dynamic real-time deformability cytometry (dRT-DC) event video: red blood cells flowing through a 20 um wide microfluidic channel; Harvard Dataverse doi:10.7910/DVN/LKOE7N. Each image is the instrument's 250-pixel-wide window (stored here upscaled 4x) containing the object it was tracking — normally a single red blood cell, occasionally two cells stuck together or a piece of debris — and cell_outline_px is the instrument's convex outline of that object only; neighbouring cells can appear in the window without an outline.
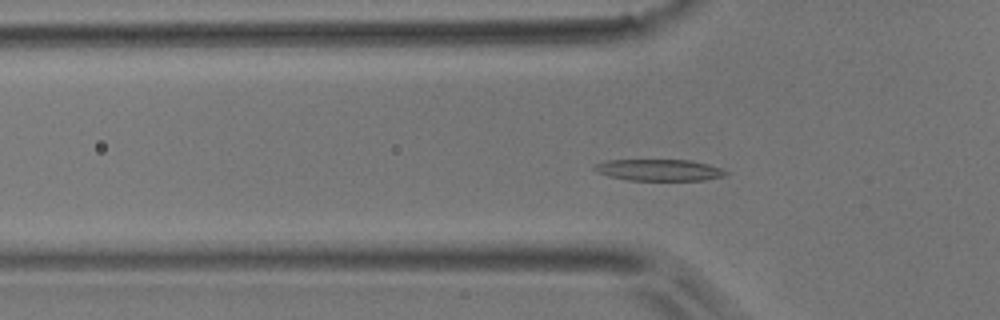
{"species": "common noctule bat (a hibernating species)", "species_latin": "Nyctalus noctula", "temperature_condition": "room temperature", "stored_images_in_passage": 42, "camera_frame_rate_fps": 3000, "um_per_image_px": 0.085, "animal": {"sex": "male", "body_mass_g": 17.9}, "frame": {"image": 1, "passage_image": 7, "time_ms": 2.0, "image_size_px": [1000, 320], "cell_outline_px": [[728, 172], [724, 176], [704, 180], [628, 180], [608, 176], [596, 172], [592, 168], [596, 164], [608, 160], [692, 160], [708, 164], [720, 168]], "centroid_in_image_um": [56.0, 14.45], "position_along_channel_um": 69.8, "area_um2": 16.42}}
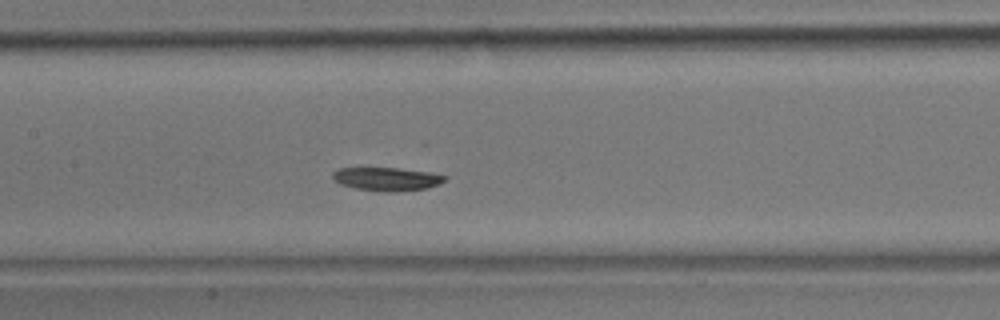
{"frame": {"image": 2, "passage_image": 15, "time_ms": 4.667, "image_size_px": [1000, 320], "cell_outline_px": [[448, 176], [440, 184], [428, 188], [396, 192], [384, 192], [356, 188], [340, 184], [332, 176], [332, 172], [340, 168], [400, 168], [428, 172]], "centroid_in_image_um": [32.91, 15.22], "position_along_channel_um": 174.5, "area_um2": 15.26}}
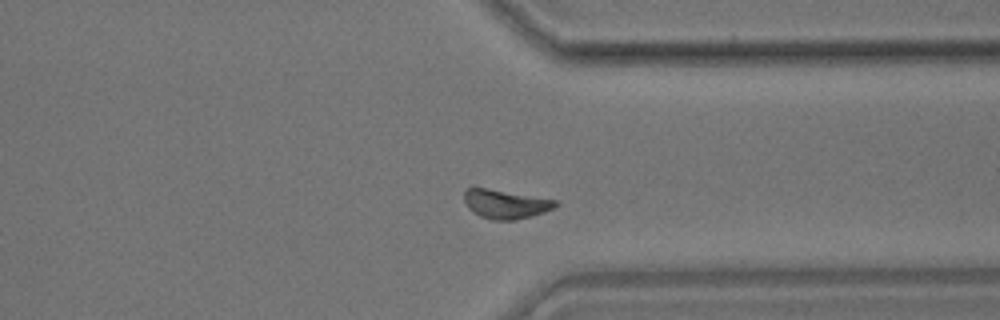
{"frame": {"image": 3, "passage_image": 30, "time_ms": 9.667, "image_size_px": [1000, 320], "cell_outline_px": [[560, 204], [556, 208], [532, 216], [516, 220], [492, 220], [480, 216], [472, 212], [468, 208], [464, 200], [464, 192], [468, 188], [488, 188], [556, 200]], "centroid_in_image_um": [42.99, 17.36], "position_along_channel_um": 368.4, "area_um2": 15.49}, "authors_computed_cell_mechanics": {"area_um2": 15.6927, "velocity_mm_per_s": 3.899, "shape_relaxation_time_tau1_ms": 2.2704, "shape_relaxation_time_tau2_ms": null, "deformation_change_tau1": 0.0924, "deformation_change_tau2": null}}